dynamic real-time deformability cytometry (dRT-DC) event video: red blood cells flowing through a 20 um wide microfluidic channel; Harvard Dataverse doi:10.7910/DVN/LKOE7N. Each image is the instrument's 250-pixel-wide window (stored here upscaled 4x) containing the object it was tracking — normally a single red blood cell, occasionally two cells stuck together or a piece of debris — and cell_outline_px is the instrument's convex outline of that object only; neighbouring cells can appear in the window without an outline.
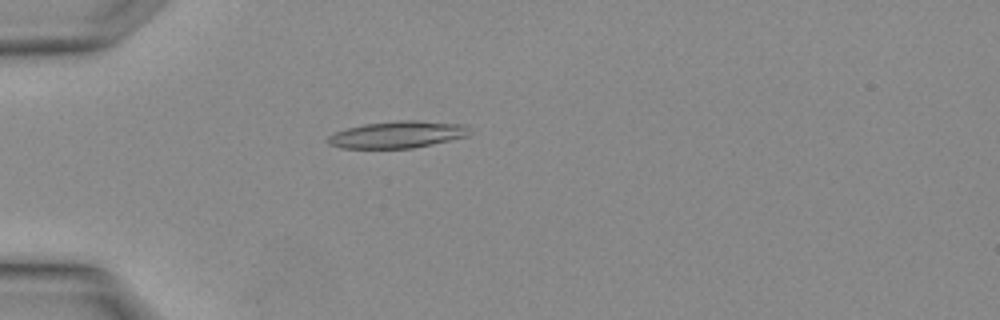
{"species": "Egyptian fruit bat (a non-hibernating species)", "species_latin": "Rousettus aegyptiacus", "temperature_condition": "warm", "stored_images_in_passage": 2, "camera_frame_rate_fps": 3000, "um_per_image_px": 0.085, "animal": {"sex": "female"}, "frame": {"image": 1, "passage_image": 2, "time_ms": 0.333, "image_size_px": [1000, 320], "cell_outline_px": [[472, 132], [468, 136], [432, 144], [412, 148], [340, 148], [328, 144], [328, 136], [336, 132], [348, 128], [364, 124], [400, 120], [416, 120], [460, 124], [468, 128]], "centroid_in_image_um": [33.78, 11.44], "position_along_channel_um": 51.2, "area_um2": 22.02}}